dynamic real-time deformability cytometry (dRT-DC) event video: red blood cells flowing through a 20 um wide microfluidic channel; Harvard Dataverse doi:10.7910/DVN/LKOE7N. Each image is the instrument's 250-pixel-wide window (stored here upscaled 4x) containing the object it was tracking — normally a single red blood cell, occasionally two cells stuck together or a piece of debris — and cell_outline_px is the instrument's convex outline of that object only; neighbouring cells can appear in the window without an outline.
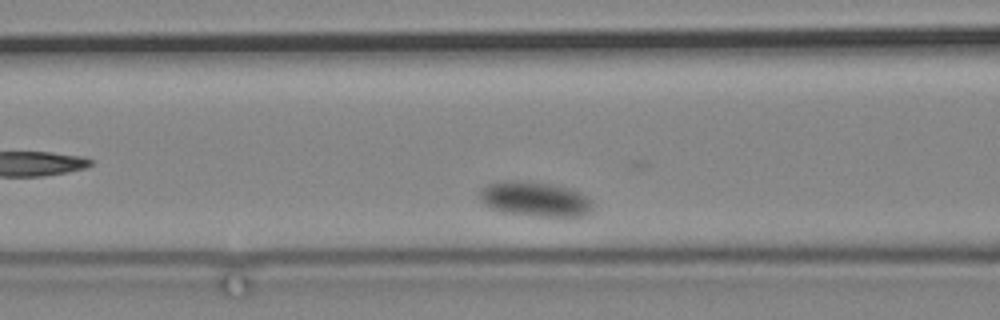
{"species": "common noctule bat (a hibernating species)", "species_latin": "Nyctalus noctula", "temperature_condition": "cold", "stored_images_in_passage": 39, "camera_frame_rate_fps": 3000, "um_per_image_px": 0.085, "animal": {"sex": "male", "body_mass_g": 19.2, "forearm_length_mm": 51.8}, "frame": {"image": 1, "passage_image": 8, "time_ms": 2.333, "image_size_px": [1000, 320], "cell_outline_px": [[592, 212], [588, 216], [532, 216], [500, 212], [488, 208], [480, 200], [480, 192], [488, 184], [504, 180], [520, 180], [556, 184], [572, 188], [588, 196], [592, 200]], "centroid_in_image_um": [45.51, 16.92], "position_along_channel_um": 121.1, "area_um2": 23.58}}
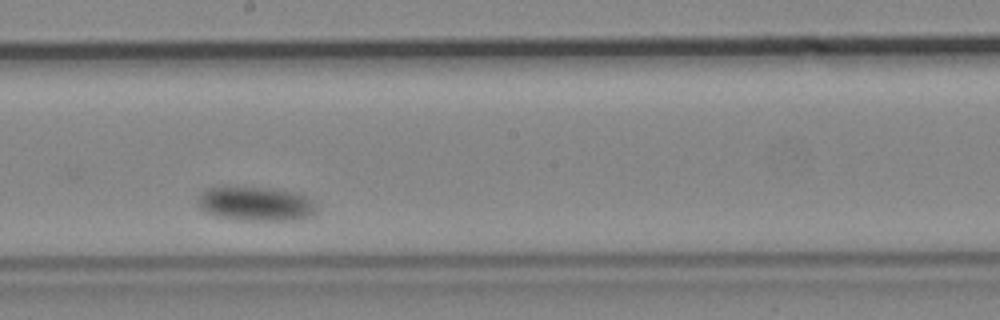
{"frame": {"image": 2, "passage_image": 21, "time_ms": 6.667, "image_size_px": [1000, 320], "cell_outline_px": [[316, 212], [312, 216], [300, 220], [244, 220], [212, 216], [204, 212], [196, 204], [196, 200], [200, 192], [204, 188], [272, 188], [300, 192], [312, 200], [316, 208]], "centroid_in_image_um": [21.73, 17.33], "position_along_channel_um": 226.5, "area_um2": 24.04}}
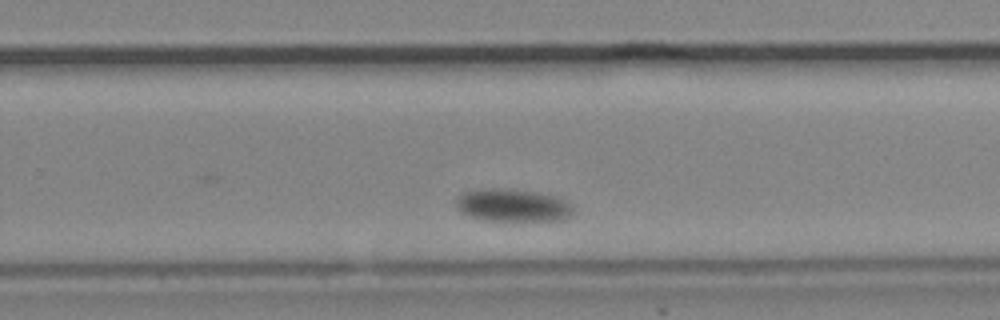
{"frame": {"image": 3, "passage_image": 28, "time_ms": 9.0, "image_size_px": [1000, 320], "cell_outline_px": [[576, 212], [572, 216], [564, 220], [484, 220], [460, 212], [456, 208], [456, 196], [460, 192], [476, 188], [504, 188], [536, 192], [560, 196], [568, 200]], "centroid_in_image_um": [43.6, 17.42], "position_along_channel_um": 286.2, "area_um2": 22.95}}